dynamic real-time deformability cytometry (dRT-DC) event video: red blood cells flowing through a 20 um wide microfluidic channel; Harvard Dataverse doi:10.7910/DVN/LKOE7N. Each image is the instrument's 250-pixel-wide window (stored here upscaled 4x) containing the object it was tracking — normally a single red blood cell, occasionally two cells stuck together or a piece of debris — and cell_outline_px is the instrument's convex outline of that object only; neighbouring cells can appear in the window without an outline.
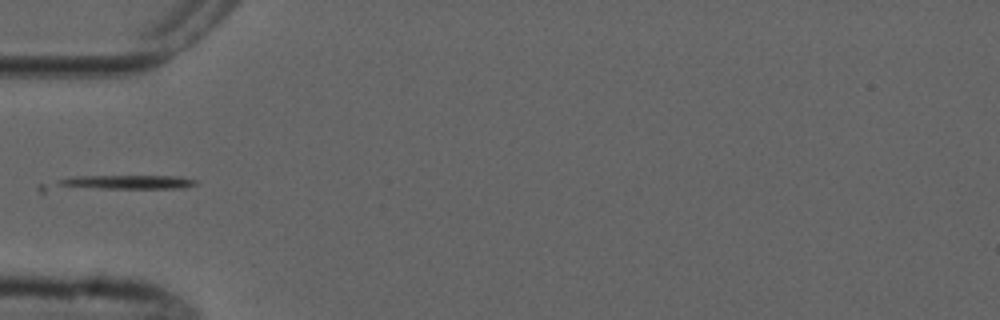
{"species": "common noctule bat (a hibernating species)", "species_latin": "Nyctalus noctula", "temperature_condition": "cold", "stored_images_in_passage": 2, "camera_frame_rate_fps": 3000, "um_per_image_px": 0.085, "animal": {"sex": "male", "forearm_length_mm": 52.5}, "frame": {"image": 1, "passage_image": 1, "time_ms": 0.0, "image_size_px": [1000, 320], "cell_outline_px": [[196, 184], [184, 188], [44, 192], [40, 192], [36, 188], [40, 184], [72, 176], [180, 176], [196, 180]], "centroid_in_image_um": [9.79, 15.59], "position_along_channel_um": 75.2, "area_um2": 14.45}}